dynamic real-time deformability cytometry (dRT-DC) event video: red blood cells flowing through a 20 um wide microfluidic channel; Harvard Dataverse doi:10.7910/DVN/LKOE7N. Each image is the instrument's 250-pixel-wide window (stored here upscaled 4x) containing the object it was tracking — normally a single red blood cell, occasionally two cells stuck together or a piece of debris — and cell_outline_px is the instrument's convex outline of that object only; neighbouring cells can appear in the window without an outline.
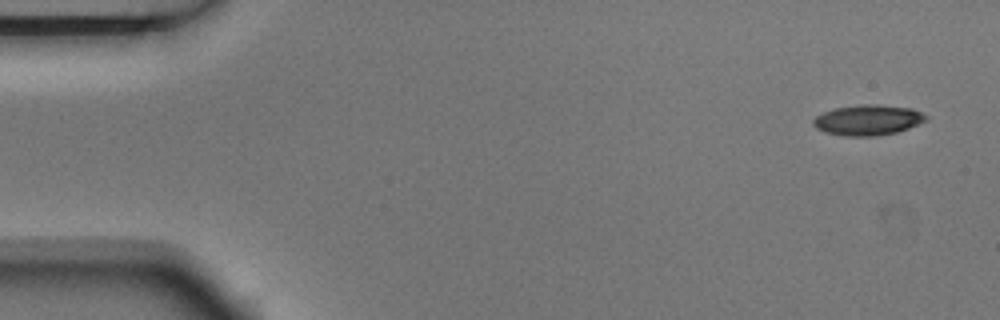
{"species": "Egyptian fruit bat (a non-hibernating species)", "species_latin": "Rousettus aegyptiacus", "temperature_condition": "room temperature", "stored_images_in_passage": 7, "camera_frame_rate_fps": 3000, "um_per_image_px": 0.085, "animal": {"sex": "male"}, "frame": {"image": 1, "passage_image": 1, "time_ms": 0.0, "image_size_px": [1000, 320], "cell_outline_px": [[928, 120], [908, 128], [896, 132], [876, 136], [844, 136], [824, 132], [816, 128], [812, 124], [812, 120], [816, 116], [824, 112], [836, 108], [864, 104], [876, 104], [912, 108], [928, 116]], "centroid_in_image_um": [73.77, 10.21], "position_along_channel_um": 11.2, "area_um2": 20.0}}
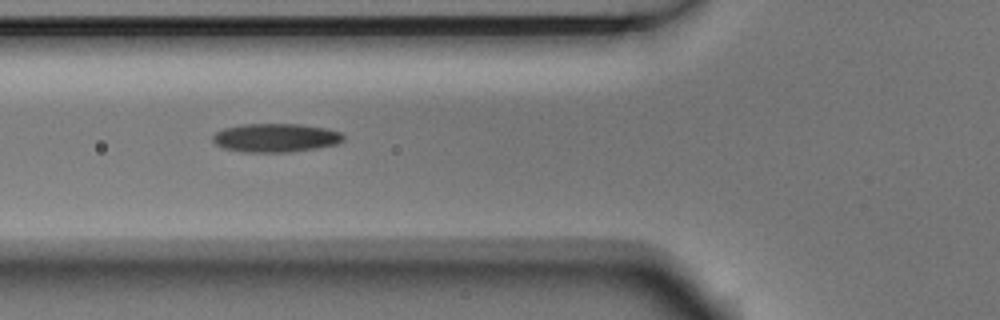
{"frame": {"image": 2, "passage_image": 6, "time_ms": 1.667, "image_size_px": [1000, 320], "cell_outline_px": [[344, 140], [336, 144], [316, 148], [288, 152], [240, 152], [224, 148], [216, 144], [212, 140], [212, 136], [216, 132], [224, 128], [240, 124], [300, 124], [328, 128], [340, 132], [344, 136]], "centroid_in_image_um": [23.42, 11.71], "position_along_channel_um": 102.4, "area_um2": 21.91}}
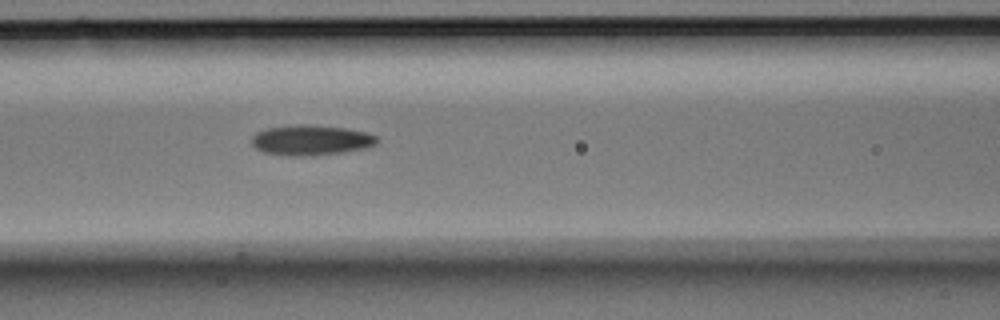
{"frame": {"image": 3, "passage_image": 7, "time_ms": 2.0, "image_size_px": [1000, 320], "cell_outline_px": [[376, 144], [364, 148], [344, 152], [312, 156], [288, 156], [264, 152], [256, 148], [252, 144], [252, 136], [256, 132], [268, 128], [296, 124], [308, 124], [344, 128], [368, 132], [376, 136]], "centroid_in_image_um": [26.42, 11.91], "position_along_channel_um": 140.2, "area_um2": 22.14}}